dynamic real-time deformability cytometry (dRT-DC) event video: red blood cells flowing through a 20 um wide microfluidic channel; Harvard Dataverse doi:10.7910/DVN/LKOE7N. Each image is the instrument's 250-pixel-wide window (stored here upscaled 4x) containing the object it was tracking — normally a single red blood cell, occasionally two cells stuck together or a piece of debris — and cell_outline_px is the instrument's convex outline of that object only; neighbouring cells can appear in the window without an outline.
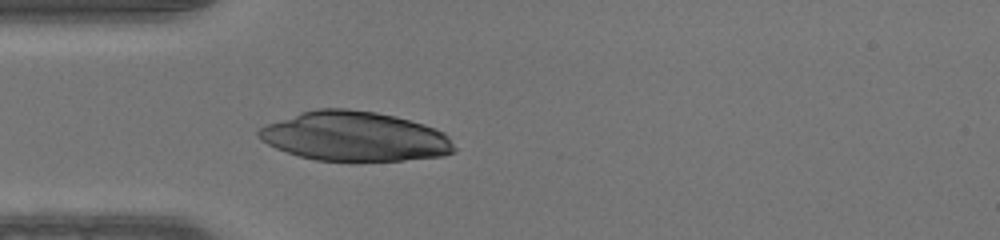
{"species": "human", "species_latin": "Homo sapiens", "temperature_condition": "warm", "stored_images_in_passage": 26, "camera_frame_rate_fps": 3000, "um_per_image_px": 0.085, "donor": {"sex": "male"}, "frame": {"image": 1, "passage_image": 1, "time_ms": 0.0, "image_size_px": [1000, 240], "cell_outline_px": [[456, 152], [444, 156], [404, 160], [348, 164], [316, 160], [300, 156], [276, 148], [260, 140], [256, 136], [256, 132], [264, 124], [300, 112], [316, 108], [348, 108], [376, 112], [396, 116], [424, 124], [444, 132], [448, 136], [456, 148]], "centroid_in_image_um": [30.14, 11.62], "position_along_channel_um": 54.9, "area_um2": 57.92}}
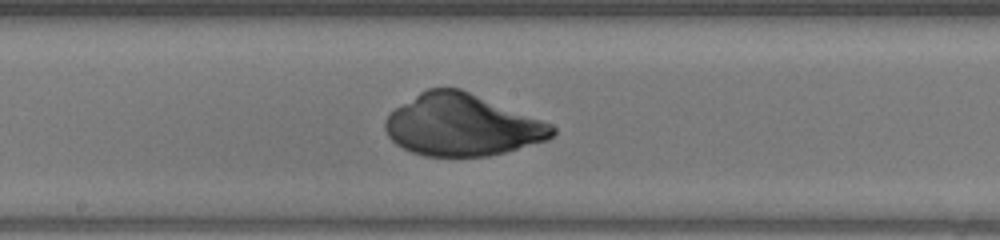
{"frame": {"image": 2, "passage_image": 12, "time_ms": 3.667, "image_size_px": [1000, 240], "cell_outline_px": [[556, 132], [548, 140], [504, 152], [488, 156], [424, 156], [412, 152], [396, 144], [388, 136], [384, 128], [384, 120], [388, 112], [420, 92], [428, 88], [460, 88], [540, 120], [556, 128]], "centroid_in_image_um": [39.21, 10.64], "position_along_channel_um": 209.0, "area_um2": 59.65}}
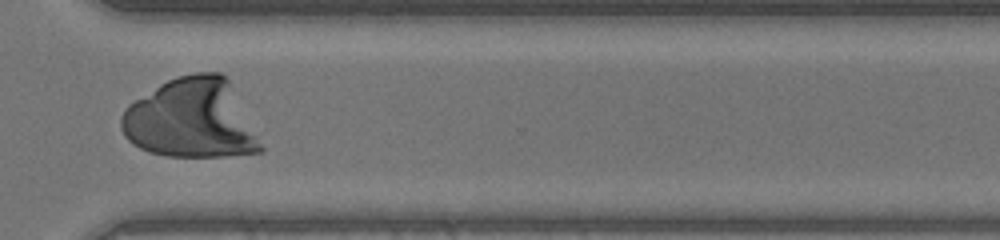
{"frame": {"image": 3, "passage_image": 22, "time_ms": 7.0, "image_size_px": [1000, 240], "cell_outline_px": [[264, 152], [224, 156], [168, 156], [148, 152], [132, 144], [124, 136], [120, 128], [120, 116], [124, 108], [128, 104], [160, 84], [176, 76], [196, 72], [220, 72], [228, 80], [264, 148]], "centroid_in_image_um": [16.2, 10.11], "position_along_channel_um": 354.4, "area_um2": 64.39}}